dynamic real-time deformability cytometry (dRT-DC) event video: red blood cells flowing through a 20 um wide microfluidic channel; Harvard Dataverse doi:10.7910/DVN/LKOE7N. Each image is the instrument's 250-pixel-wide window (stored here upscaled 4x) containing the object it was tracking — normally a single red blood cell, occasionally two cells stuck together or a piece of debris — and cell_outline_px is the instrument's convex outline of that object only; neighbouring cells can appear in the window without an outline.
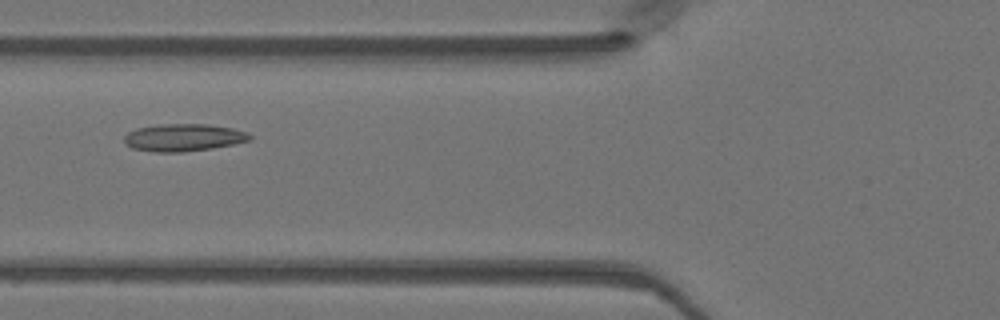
{"species": "Egyptian fruit bat (a non-hibernating species)", "species_latin": "Rousettus aegyptiacus", "temperature_condition": "warm", "stored_images_in_passage": 44, "camera_frame_rate_fps": 3000, "um_per_image_px": 0.085, "animal": {"sex": "female"}, "frame": {"image": 1, "passage_image": 14, "time_ms": 4.333, "image_size_px": [1000, 320], "cell_outline_px": [[252, 140], [212, 148], [184, 152], [152, 152], [132, 148], [124, 144], [124, 136], [128, 132], [136, 128], [160, 124], [208, 124], [232, 128], [244, 132], [252, 136]], "centroid_in_image_um": [15.55, 11.69], "position_along_channel_um": 110.2, "area_um2": 20.11}}
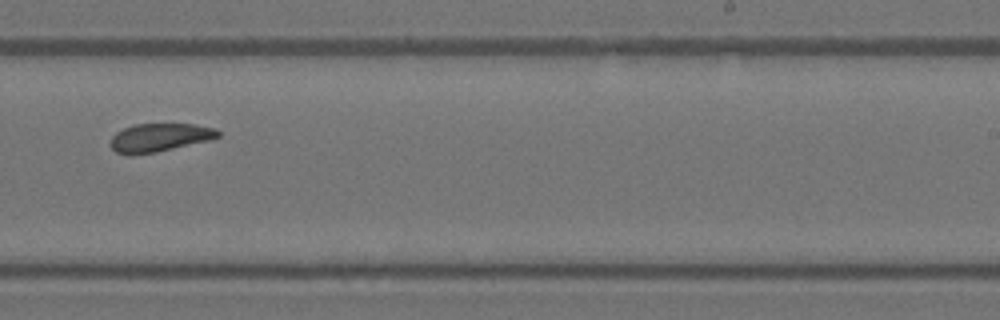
{"frame": {"image": 2, "passage_image": 26, "time_ms": 8.333, "image_size_px": [1000, 320], "cell_outline_px": [[220, 136], [208, 140], [156, 152], [132, 156], [116, 152], [108, 144], [112, 136], [116, 132], [124, 128], [136, 124], [192, 124], [216, 128], [220, 132]], "centroid_in_image_um": [13.51, 11.7], "position_along_channel_um": 275.5, "area_um2": 17.74}}
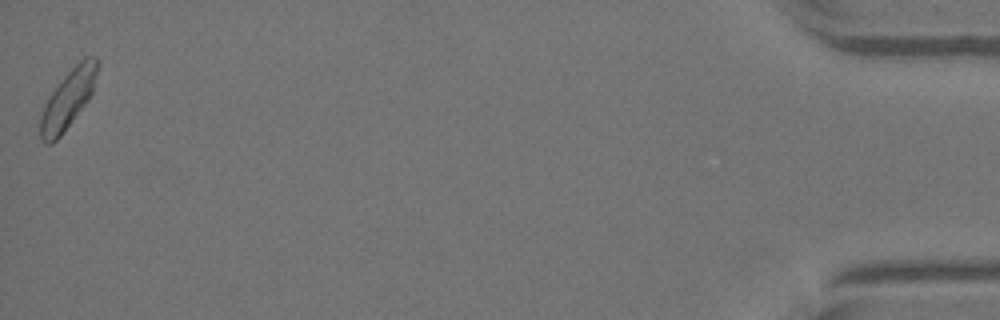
{"frame": {"image": 3, "passage_image": 44, "time_ms": 14.333, "image_size_px": [1000, 320], "cell_outline_px": [[100, 64], [92, 92], [88, 100], [60, 136], [52, 144], [44, 144], [40, 140], [40, 116], [44, 104], [60, 80], [84, 56], [96, 56]], "centroid_in_image_um": [5.78, 8.41], "position_along_channel_um": 429.4, "area_um2": 19.48}}